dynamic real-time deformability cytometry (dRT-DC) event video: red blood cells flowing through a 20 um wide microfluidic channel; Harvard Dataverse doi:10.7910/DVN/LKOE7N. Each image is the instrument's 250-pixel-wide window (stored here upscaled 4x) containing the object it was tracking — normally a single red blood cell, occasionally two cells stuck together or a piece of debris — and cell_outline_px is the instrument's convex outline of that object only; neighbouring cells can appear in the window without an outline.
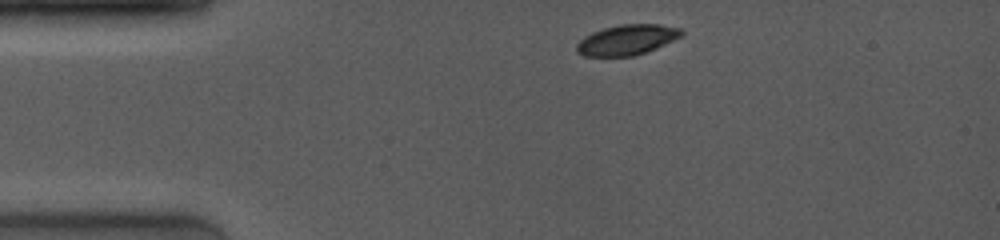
{"species": "common noctule bat (a hibernating species)", "species_latin": "Nyctalus noctula", "temperature_condition": "room temperature", "stored_images_in_passage": 13, "camera_frame_rate_fps": 4000, "um_per_image_px": 0.085, "animal": {"sex": "female", "body_mass_g": 19.0, "forearm_length_mm": 53.3}, "frame": {"image": 1, "passage_image": 1, "time_ms": 0.0, "image_size_px": [1000, 240], "cell_outline_px": [[684, 36], [656, 48], [632, 56], [584, 56], [576, 52], [576, 44], [584, 36], [592, 32], [604, 28], [620, 24], [660, 24], [680, 28], [684, 32]], "centroid_in_image_um": [53.3, 3.38], "position_along_channel_um": 31.7, "area_um2": 18.61}}